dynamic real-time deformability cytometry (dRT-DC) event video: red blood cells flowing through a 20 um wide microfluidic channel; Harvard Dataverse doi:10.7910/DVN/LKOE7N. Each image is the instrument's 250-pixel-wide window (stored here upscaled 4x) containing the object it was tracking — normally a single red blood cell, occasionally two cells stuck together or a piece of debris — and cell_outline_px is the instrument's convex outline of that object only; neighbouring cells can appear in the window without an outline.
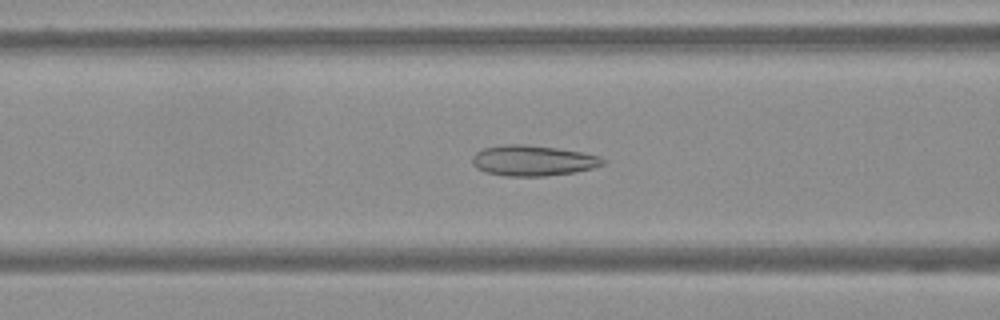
{"species": "Egyptian fruit bat (a non-hibernating species)", "species_latin": "Rousettus aegyptiacus", "temperature_condition": "warm", "stored_images_in_passage": 61, "camera_frame_rate_fps": 3000, "um_per_image_px": 0.085, "frame": {"image": 1, "passage_image": 25, "time_ms": 8.0, "image_size_px": [1000, 320], "cell_outline_px": [[608, 160], [604, 164], [592, 168], [572, 172], [544, 176], [508, 176], [484, 172], [476, 168], [472, 164], [472, 156], [476, 152], [484, 148], [504, 144], [524, 144], [560, 148], [584, 152], [600, 156]], "centroid_in_image_um": [45.3, 13.64], "position_along_channel_um": 121.3, "area_um2": 23.47}}
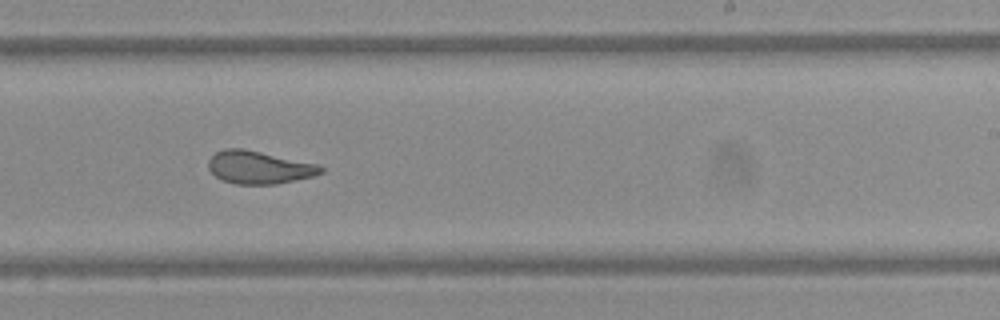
{"frame": {"image": 2, "passage_image": 38, "time_ms": 12.333, "image_size_px": [1000, 320], "cell_outline_px": [[324, 172], [312, 176], [276, 184], [236, 184], [224, 180], [216, 176], [208, 168], [208, 160], [216, 152], [224, 148], [244, 148], [320, 164], [324, 168]], "centroid_in_image_um": [22.04, 14.21], "position_along_channel_um": 267.0, "area_um2": 21.56}}
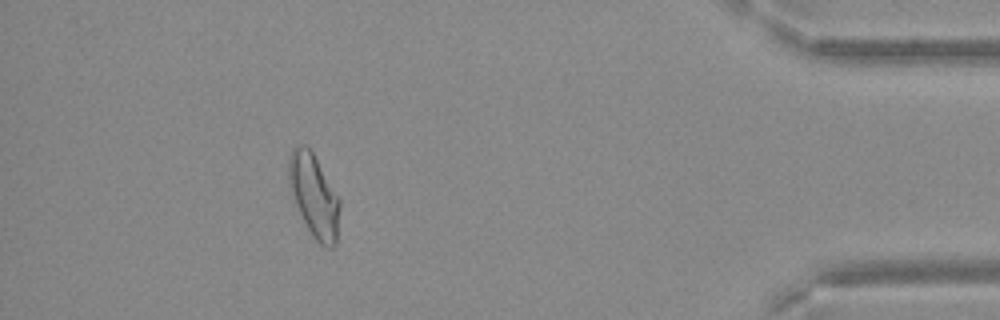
{"frame": {"image": 3, "passage_image": 55, "time_ms": 18.0, "image_size_px": [1000, 320], "cell_outline_px": [[340, 208], [336, 244], [332, 248], [324, 248], [312, 236], [296, 204], [288, 184], [288, 156], [292, 148], [300, 144], [304, 144], [312, 152], [340, 200]], "centroid_in_image_um": [26.68, 16.64], "position_along_channel_um": 408.5, "area_um2": 24.45}}